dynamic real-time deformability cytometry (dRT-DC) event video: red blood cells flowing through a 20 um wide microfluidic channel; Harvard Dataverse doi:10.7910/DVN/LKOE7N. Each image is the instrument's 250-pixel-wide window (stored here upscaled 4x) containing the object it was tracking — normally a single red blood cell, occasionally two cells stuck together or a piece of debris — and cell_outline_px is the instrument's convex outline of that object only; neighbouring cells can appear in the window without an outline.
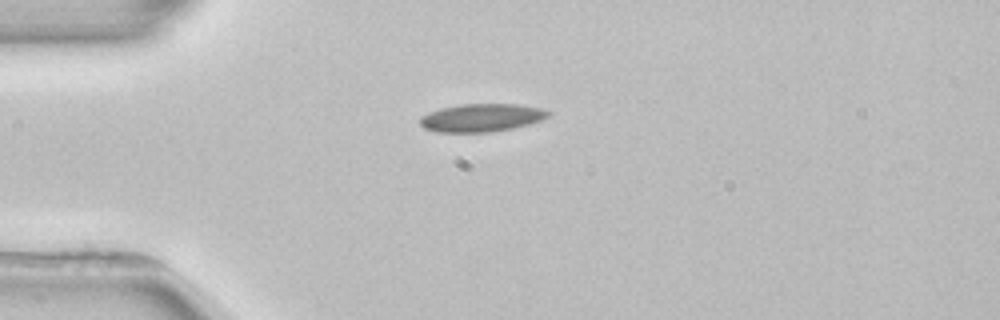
{"species": "common noctule bat (a hibernating species)", "species_latin": "Nyctalus noctula", "temperature_condition": "room temperature", "stored_images_in_passage": 1, "camera_frame_rate_fps": 3000, "um_per_image_px": 0.085, "animal": {"sex": "female", "body_mass_g": 22.7, "forearm_length_mm": 54.2}, "frame": {"image": 1, "passage_image": 1, "time_ms": 0.0, "image_size_px": [1000, 320], "cell_outline_px": [[552, 112], [548, 116], [540, 120], [528, 124], [512, 128], [492, 132], [436, 132], [424, 128], [420, 124], [420, 116], [428, 112], [440, 108], [460, 104], [520, 104], [540, 108]], "centroid_in_image_um": [40.9, 10.0], "position_along_channel_um": 44.1, "area_um2": 20.98}}